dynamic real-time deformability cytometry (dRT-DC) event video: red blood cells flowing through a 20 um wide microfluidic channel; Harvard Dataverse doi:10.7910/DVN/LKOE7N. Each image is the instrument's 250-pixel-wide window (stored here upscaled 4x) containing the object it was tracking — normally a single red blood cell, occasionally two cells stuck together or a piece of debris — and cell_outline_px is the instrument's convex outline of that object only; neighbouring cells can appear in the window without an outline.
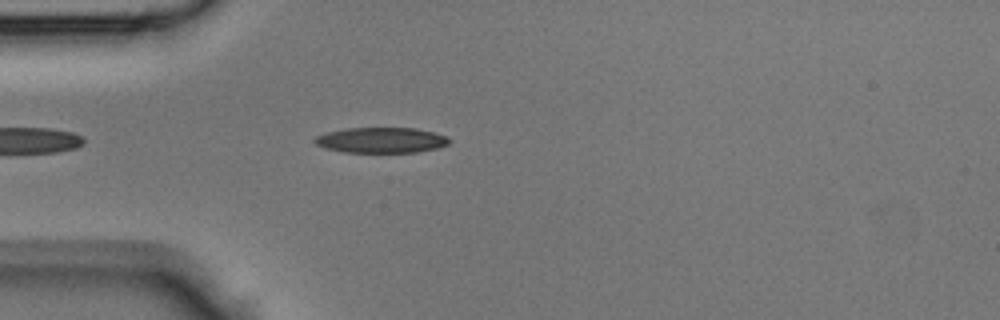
{"species": "Egyptian fruit bat (a non-hibernating species)", "species_latin": "Rousettus aegyptiacus", "temperature_condition": "room temperature", "stored_images_in_passage": 23, "camera_frame_rate_fps": 3000, "um_per_image_px": 0.085, "animal": {"sex": "male"}, "frame": {"image": 1, "passage_image": 4, "time_ms": 1.0, "image_size_px": [1000, 320], "cell_outline_px": [[452, 140], [448, 144], [436, 148], [416, 152], [344, 152], [328, 148], [316, 144], [312, 140], [316, 136], [328, 132], [344, 128], [416, 128], [448, 136]], "centroid_in_image_um": [32.42, 11.9], "position_along_channel_um": 52.6, "area_um2": 19.88}}
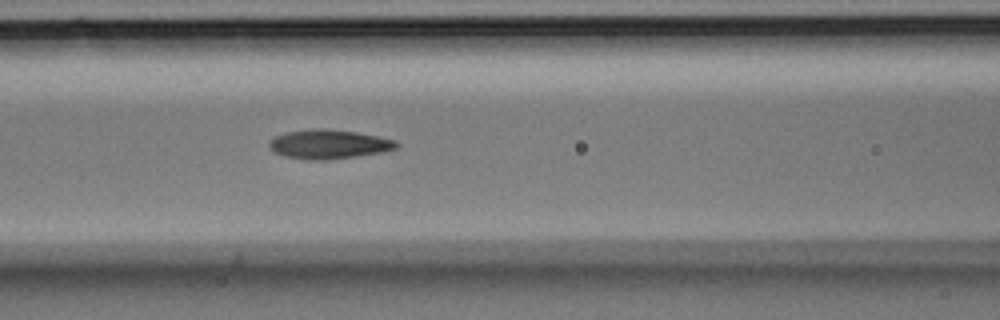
{"frame": {"image": 2, "passage_image": 10, "time_ms": 3.0, "image_size_px": [1000, 320], "cell_outline_px": [[400, 144], [396, 148], [380, 152], [356, 156], [328, 160], [308, 160], [284, 156], [276, 152], [268, 144], [268, 140], [284, 132], [312, 128], [324, 128], [356, 132], [396, 140]], "centroid_in_image_um": [27.92, 12.25], "position_along_channel_um": 138.7, "area_um2": 21.62}}
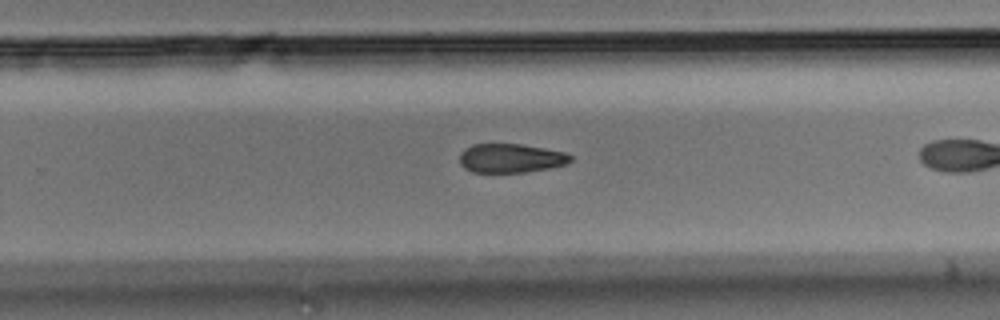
{"frame": {"image": 3, "passage_image": 17, "time_ms": 5.333, "image_size_px": [1000, 320], "cell_outline_px": [[572, 160], [564, 164], [548, 168], [524, 172], [472, 172], [464, 168], [460, 164], [460, 152], [464, 148], [472, 144], [520, 144], [544, 148], [564, 152], [572, 156]], "centroid_in_image_um": [43.37, 13.44], "position_along_channel_um": 286.4, "area_um2": 18.67}}